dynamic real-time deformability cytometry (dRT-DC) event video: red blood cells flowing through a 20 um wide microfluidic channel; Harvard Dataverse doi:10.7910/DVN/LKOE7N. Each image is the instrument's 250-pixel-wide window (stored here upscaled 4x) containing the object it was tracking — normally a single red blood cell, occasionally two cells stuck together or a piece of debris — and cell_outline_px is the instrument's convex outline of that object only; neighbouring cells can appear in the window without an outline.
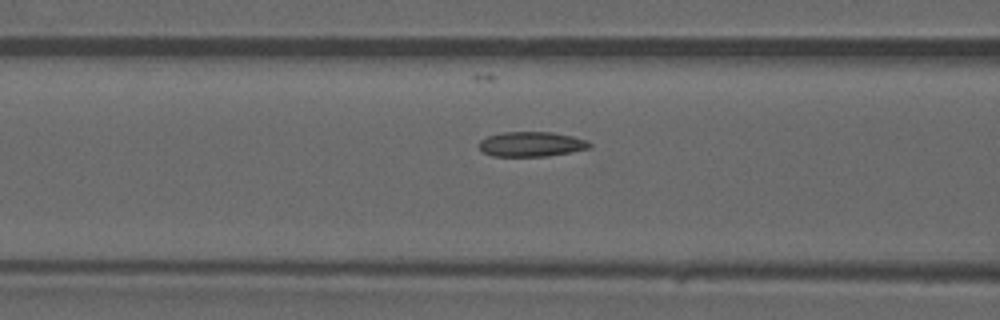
{"species": "common noctule bat (a hibernating species)", "species_latin": "Nyctalus noctula", "temperature_condition": "warm", "stored_images_in_passage": 33, "camera_frame_rate_fps": 3000, "um_per_image_px": 0.085, "animal": {"sex": "male", "forearm_length_mm": 52.5}, "frame": {"image": 1, "passage_image": 6, "time_ms": 1.667, "image_size_px": [1000, 320], "cell_outline_px": [[592, 148], [572, 152], [548, 156], [492, 156], [484, 152], [480, 148], [480, 140], [488, 136], [504, 132], [552, 132], [572, 136], [588, 140], [592, 144]], "centroid_in_image_um": [45.23, 12.25], "position_along_channel_um": 121.4, "area_um2": 16.07}}
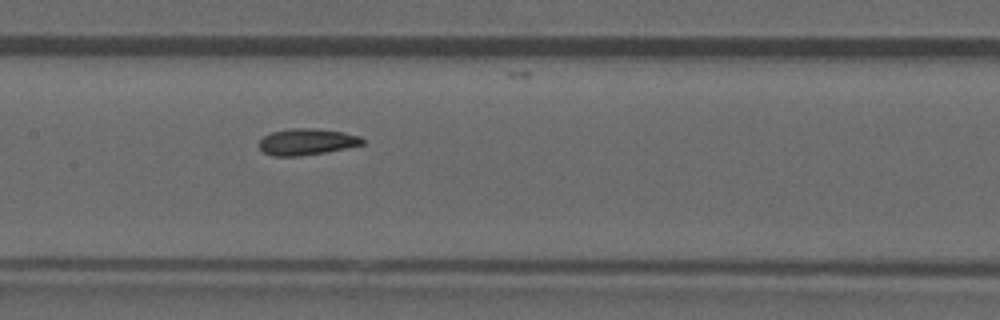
{"frame": {"image": 2, "passage_image": 10, "time_ms": 3.0, "image_size_px": [1000, 320], "cell_outline_px": [[364, 144], [324, 152], [300, 156], [272, 156], [264, 152], [256, 144], [264, 136], [272, 132], [288, 128], [312, 128], [344, 132], [360, 136], [364, 140]], "centroid_in_image_um": [26.04, 12.05], "position_along_channel_um": 181.4, "area_um2": 15.9}}